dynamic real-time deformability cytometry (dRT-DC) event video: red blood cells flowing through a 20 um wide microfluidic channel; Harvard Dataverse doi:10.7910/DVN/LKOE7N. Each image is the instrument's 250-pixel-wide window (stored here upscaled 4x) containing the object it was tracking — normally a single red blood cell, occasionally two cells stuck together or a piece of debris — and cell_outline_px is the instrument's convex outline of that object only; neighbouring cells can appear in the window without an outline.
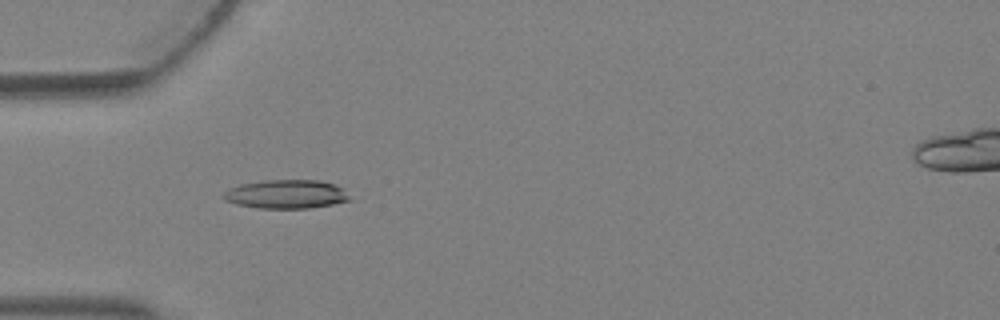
{"species": "Egyptian fruit bat (a non-hibernating species)", "species_latin": "Rousettus aegyptiacus", "temperature_condition": "warm", "stored_images_in_passage": 3, "camera_frame_rate_fps": 3000, "um_per_image_px": 0.085, "animal": {"sex": "female"}, "frame": {"image": 1, "passage_image": 3, "time_ms": 0.667, "image_size_px": [1000, 320], "cell_outline_px": [[352, 200], [332, 204], [308, 208], [260, 208], [236, 204], [224, 200], [224, 192], [228, 188], [240, 184], [268, 180], [316, 180], [332, 184], [344, 188]], "centroid_in_image_um": [24.33, 16.5], "position_along_channel_um": 60.7, "area_um2": 21.04}}